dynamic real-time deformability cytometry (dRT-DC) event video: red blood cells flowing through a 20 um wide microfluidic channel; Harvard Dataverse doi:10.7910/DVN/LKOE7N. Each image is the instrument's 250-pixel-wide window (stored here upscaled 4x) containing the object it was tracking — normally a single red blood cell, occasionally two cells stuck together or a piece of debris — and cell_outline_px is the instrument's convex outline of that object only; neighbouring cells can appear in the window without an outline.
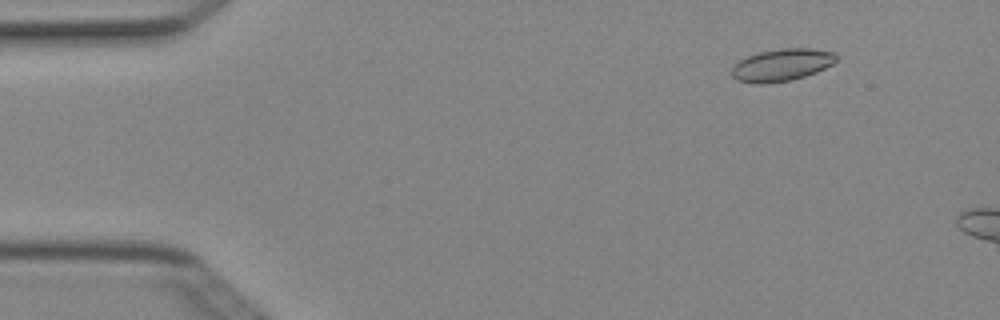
{"species": "Egyptian fruit bat (a non-hibernating species)", "species_latin": "Rousettus aegyptiacus", "temperature_condition": "cold", "stored_images_in_passage": 5, "camera_frame_rate_fps": 3000, "um_per_image_px": 0.085, "animal": {"sex": "female"}, "frame": {"image": 1, "passage_image": 2, "time_ms": 0.333, "image_size_px": [1000, 320], "cell_outline_px": [[836, 60], [832, 64], [816, 72], [804, 76], [788, 80], [764, 84], [756, 84], [736, 80], [732, 76], [732, 68], [740, 60], [748, 56], [760, 52], [780, 48], [812, 48], [836, 52]], "centroid_in_image_um": [66.45, 5.51], "position_along_channel_um": 18.5, "area_um2": 19.54}}